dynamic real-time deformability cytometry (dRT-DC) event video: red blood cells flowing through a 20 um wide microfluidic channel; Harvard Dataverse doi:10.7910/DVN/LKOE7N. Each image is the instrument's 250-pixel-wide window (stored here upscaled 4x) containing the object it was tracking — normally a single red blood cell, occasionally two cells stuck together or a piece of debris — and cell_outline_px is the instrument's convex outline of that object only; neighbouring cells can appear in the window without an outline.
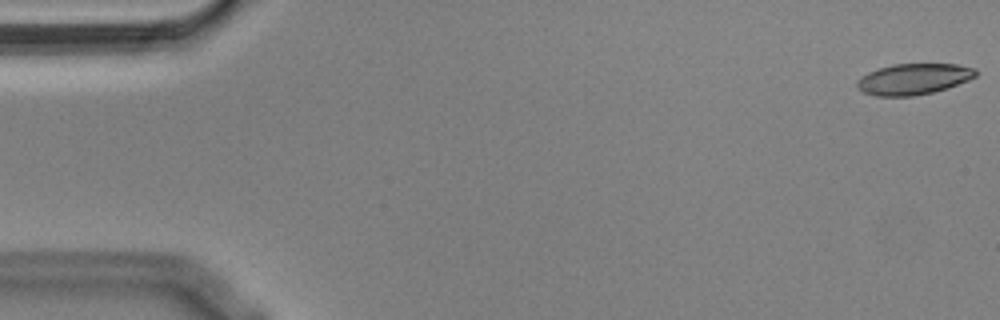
{"species": "Egyptian fruit bat (a non-hibernating species)", "species_latin": "Rousettus aegyptiacus", "temperature_condition": "cold", "stored_images_in_passage": 55, "camera_frame_rate_fps": 3000, "um_per_image_px": 0.085, "animal": {"sex": "male"}, "frame": {"image": 1, "passage_image": 1, "time_ms": 0.0, "image_size_px": [1000, 320], "cell_outline_px": [[976, 76], [968, 80], [948, 88], [932, 92], [912, 96], [876, 96], [864, 92], [856, 88], [856, 80], [868, 72], [892, 64], [956, 64], [976, 68]], "centroid_in_image_um": [77.64, 6.72], "position_along_channel_um": 7.4, "area_um2": 21.44}}
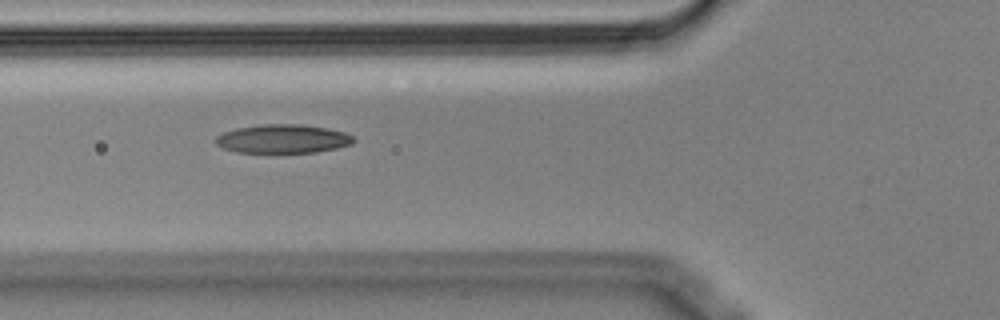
{"frame": {"image": 2, "passage_image": 20, "time_ms": 6.333, "image_size_px": [1000, 320], "cell_outline_px": [[356, 140], [352, 144], [336, 148], [316, 152], [236, 152], [224, 148], [216, 144], [216, 136], [224, 132], [236, 128], [264, 124], [300, 124], [328, 128], [344, 132], [352, 136]], "centroid_in_image_um": [24.06, 11.79], "position_along_channel_um": 101.7, "area_um2": 22.95}}
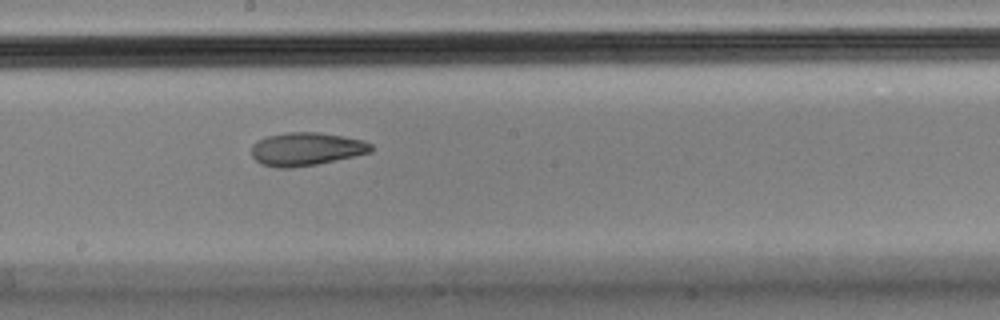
{"frame": {"image": 3, "passage_image": 30, "time_ms": 9.667, "image_size_px": [1000, 320], "cell_outline_px": [[372, 152], [316, 164], [292, 168], [276, 168], [260, 164], [252, 156], [252, 144], [256, 140], [268, 136], [288, 132], [316, 132], [344, 136], [364, 140], [372, 144]], "centroid_in_image_um": [26.01, 12.67], "position_along_channel_um": 222.2, "area_um2": 23.18}, "authors_computed_cell_mechanics": {"area_um2": 23.12, "velocity_mm_per_s": 3.5934, "shape_relaxation_time_tau1_ms": null, "shape_relaxation_time_tau2_ms": 4.8202, "deformation_change_tau1": null, "deformation_change_tau2": 0.1211}}